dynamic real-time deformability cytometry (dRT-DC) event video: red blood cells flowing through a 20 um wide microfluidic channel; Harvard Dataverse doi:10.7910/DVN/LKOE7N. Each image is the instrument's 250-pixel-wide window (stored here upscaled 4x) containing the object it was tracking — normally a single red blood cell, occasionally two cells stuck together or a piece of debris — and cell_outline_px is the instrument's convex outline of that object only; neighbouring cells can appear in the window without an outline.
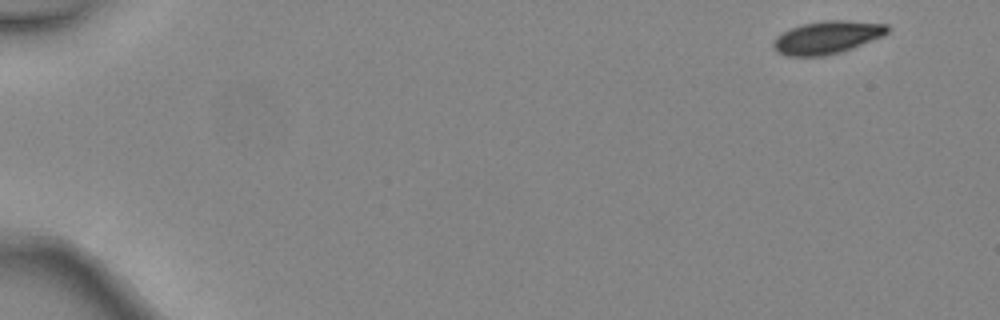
{"species": "common noctule bat (a hibernating species)", "species_latin": "Nyctalus noctula", "temperature_condition": "warm", "stored_images_in_passage": 4, "segment_of_instrument_passage": [1, 2], "camera_frame_rate_fps": 3000, "um_per_image_px": 0.085, "animal": {"sex": "female", "body_mass_g": 24.6, "forearm_length_mm": 56.2}, "frame": {"image": 1, "passage_image": 1, "time_ms": 0.0, "image_size_px": [1000, 320], "cell_outline_px": [[888, 32], [884, 36], [852, 48], [840, 52], [824, 56], [784, 56], [776, 52], [772, 48], [772, 40], [776, 36], [792, 28], [804, 24], [824, 20], [844, 20], [888, 24]], "centroid_in_image_um": [70.28, 3.19], "position_along_channel_um": 14.7, "area_um2": 21.91}}